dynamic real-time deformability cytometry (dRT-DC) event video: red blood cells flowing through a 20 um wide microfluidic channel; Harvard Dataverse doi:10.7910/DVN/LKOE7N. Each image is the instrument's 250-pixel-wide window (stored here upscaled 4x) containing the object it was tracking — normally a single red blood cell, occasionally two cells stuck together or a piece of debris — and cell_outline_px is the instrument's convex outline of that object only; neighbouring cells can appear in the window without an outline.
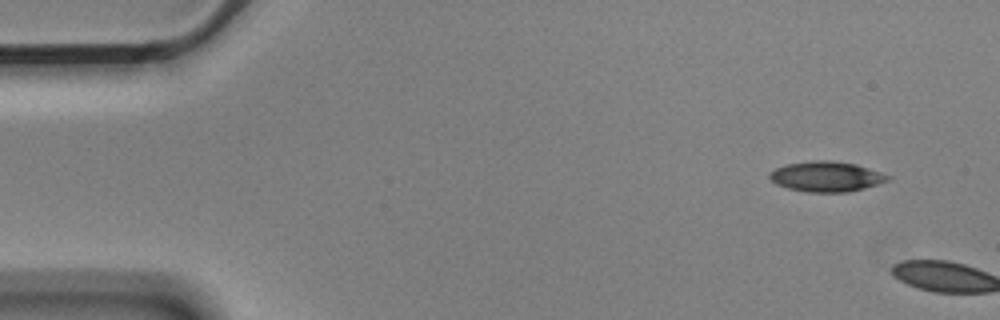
{"species": "Egyptian fruit bat (a non-hibernating species)", "species_latin": "Rousettus aegyptiacus", "temperature_condition": "cold", "stored_images_in_passage": 2, "camera_frame_rate_fps": 3000, "um_per_image_px": 0.085, "animal": {"sex": "male"}, "frame": {"image": 1, "passage_image": 1, "time_ms": 0.0, "image_size_px": [1000, 320], "cell_outline_px": [[892, 180], [864, 188], [848, 192], [808, 192], [788, 188], [776, 184], [768, 176], [768, 172], [776, 168], [788, 164], [812, 160], [832, 160], [856, 164], [892, 176]], "centroid_in_image_um": [70.26, 15.0], "position_along_channel_um": 14.7, "area_um2": 20.92}}